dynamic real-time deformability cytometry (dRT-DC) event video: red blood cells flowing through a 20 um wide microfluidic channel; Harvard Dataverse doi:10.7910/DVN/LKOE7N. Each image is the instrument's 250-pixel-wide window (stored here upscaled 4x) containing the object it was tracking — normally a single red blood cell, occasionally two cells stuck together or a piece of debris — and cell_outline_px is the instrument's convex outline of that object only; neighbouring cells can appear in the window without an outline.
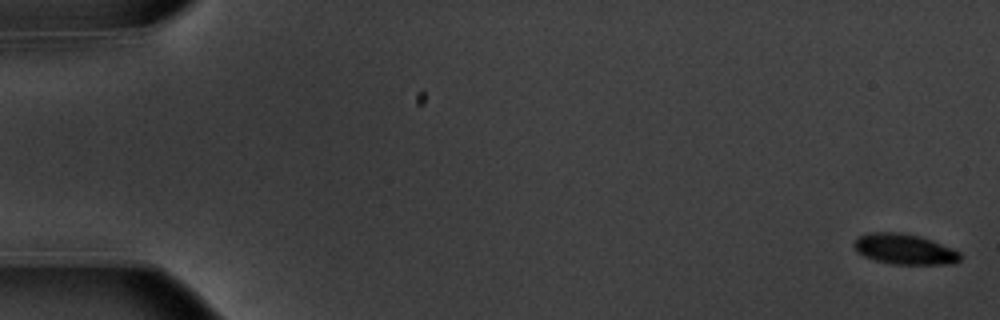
{"species": "common noctule bat (a hibernating species)", "species_latin": "Nyctalus noctula", "temperature_condition": "warm", "stored_images_in_passage": 18, "camera_frame_rate_fps": 3000, "um_per_image_px": 0.085, "animal": {"sex": "male", "body_mass_g": 20.1, "forearm_length_mm": 53.5}, "frame": {"image": 1, "passage_image": 1, "time_ms": 0.0, "image_size_px": [1000, 320], "cell_outline_px": [[960, 260], [952, 264], [892, 264], [876, 260], [864, 256], [856, 252], [856, 240], [860, 236], [868, 232], [900, 232], [920, 236], [932, 240], [952, 248], [960, 252]], "centroid_in_image_um": [76.91, 21.18], "position_along_channel_um": 8.1, "area_um2": 18.73}}
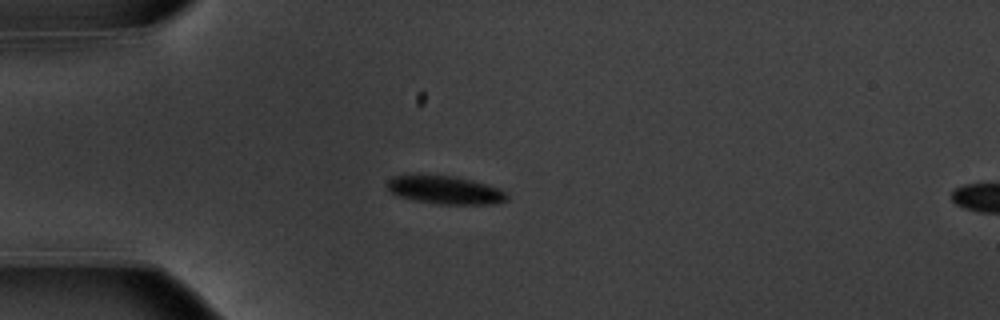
{"frame": {"image": 2, "passage_image": 15, "time_ms": 4.667, "image_size_px": [1000, 320], "cell_outline_px": [[508, 200], [492, 204], [440, 204], [416, 200], [400, 196], [392, 192], [388, 188], [388, 180], [392, 176], [416, 172], [452, 176], [472, 180], [500, 188], [508, 196]], "centroid_in_image_um": [37.8, 16.1], "position_along_channel_um": 47.2, "area_um2": 20.0}}